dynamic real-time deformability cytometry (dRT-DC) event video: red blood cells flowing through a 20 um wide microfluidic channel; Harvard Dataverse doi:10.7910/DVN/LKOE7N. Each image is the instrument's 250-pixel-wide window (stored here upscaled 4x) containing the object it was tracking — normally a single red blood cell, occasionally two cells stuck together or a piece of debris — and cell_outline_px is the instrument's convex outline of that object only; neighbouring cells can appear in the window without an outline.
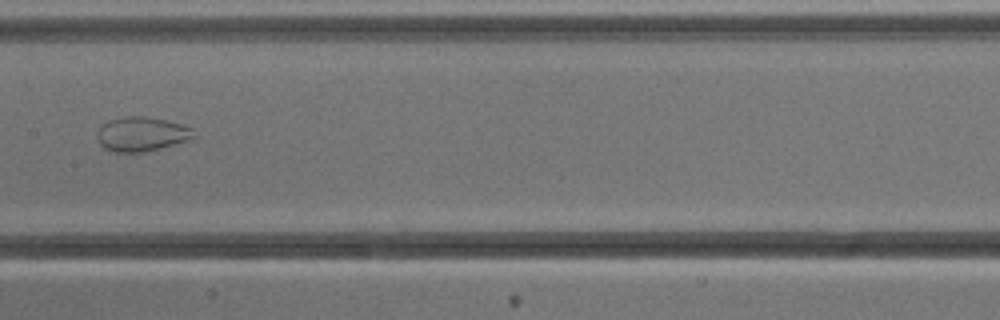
{"species": "common noctule bat (a hibernating species)", "species_latin": "Nyctalus noctula", "temperature_condition": "cold", "stored_images_in_passage": 8, "camera_frame_rate_fps": 3000, "um_per_image_px": 0.085, "animal": {"sex": "male", "body_mass_g": 13.3}, "frame": {"image": 1, "passage_image": 8, "time_ms": 8.0, "image_size_px": [1000, 320], "cell_outline_px": [[196, 136], [188, 140], [144, 152], [112, 152], [104, 148], [100, 144], [96, 136], [96, 132], [100, 124], [108, 120], [124, 116], [144, 116], [168, 120], [184, 124], [192, 128]], "centroid_in_image_um": [12.0, 11.38], "position_along_channel_um": 195.4, "area_um2": 19.65}}